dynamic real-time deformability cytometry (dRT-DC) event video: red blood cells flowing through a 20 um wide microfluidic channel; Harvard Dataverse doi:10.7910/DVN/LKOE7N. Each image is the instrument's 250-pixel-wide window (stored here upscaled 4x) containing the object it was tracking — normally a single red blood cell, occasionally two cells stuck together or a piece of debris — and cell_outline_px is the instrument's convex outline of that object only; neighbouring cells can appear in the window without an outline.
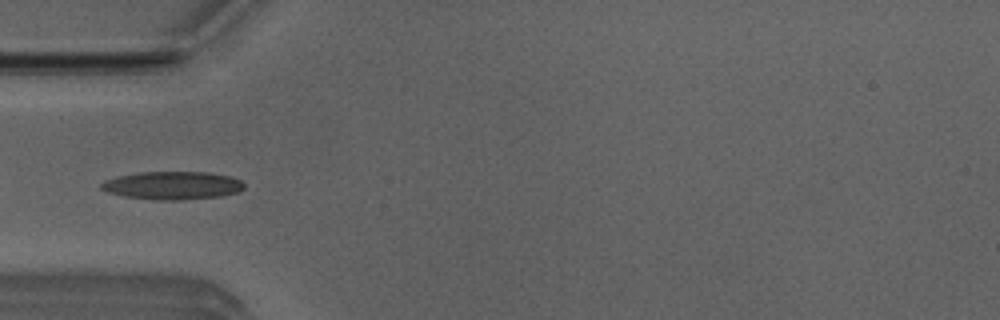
{"species": "Egyptian fruit bat (a non-hibernating species)", "species_latin": "Rousettus aegyptiacus", "temperature_condition": "room temperature", "stored_images_in_passage": 7, "camera_frame_rate_fps": 3000, "um_per_image_px": 0.085, "animal": {"sex": "male"}, "frame": {"image": 1, "passage_image": 5, "time_ms": 1.333, "image_size_px": [1000, 320], "cell_outline_px": [[244, 188], [240, 192], [220, 196], [180, 200], [160, 200], [124, 196], [108, 192], [100, 188], [100, 184], [104, 180], [116, 176], [140, 172], [208, 172], [232, 176], [240, 180], [244, 184]], "centroid_in_image_um": [14.67, 15.75], "position_along_channel_um": 70.3, "area_um2": 23.47}}